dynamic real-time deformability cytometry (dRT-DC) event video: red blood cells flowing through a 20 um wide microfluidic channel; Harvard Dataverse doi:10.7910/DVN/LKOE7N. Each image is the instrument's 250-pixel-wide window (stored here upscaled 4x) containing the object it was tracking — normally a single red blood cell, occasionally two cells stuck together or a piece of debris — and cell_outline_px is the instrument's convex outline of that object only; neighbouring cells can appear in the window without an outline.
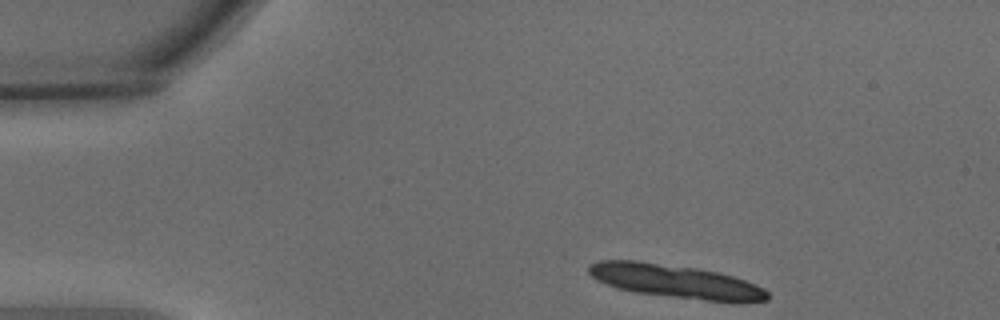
{"species": "common noctule bat (a hibernating species)", "species_latin": "Nyctalus noctula", "temperature_condition": "warm", "stored_images_in_passage": 8, "camera_frame_rate_fps": 3000, "um_per_image_px": 0.085, "animal": {"sex": "male", "body_mass_g": 15.6}, "frame": {"image": 1, "passage_image": 1, "time_ms": 0.0, "image_size_px": [1000, 320], "cell_outline_px": [[768, 300], [704, 300], [636, 292], [616, 288], [596, 280], [588, 272], [588, 264], [600, 260], [636, 260], [696, 268], [716, 272], [732, 276], [744, 280], [764, 288], [768, 292]], "centroid_in_image_um": [57.3, 23.88], "position_along_channel_um": 27.7, "area_um2": 34.04}}